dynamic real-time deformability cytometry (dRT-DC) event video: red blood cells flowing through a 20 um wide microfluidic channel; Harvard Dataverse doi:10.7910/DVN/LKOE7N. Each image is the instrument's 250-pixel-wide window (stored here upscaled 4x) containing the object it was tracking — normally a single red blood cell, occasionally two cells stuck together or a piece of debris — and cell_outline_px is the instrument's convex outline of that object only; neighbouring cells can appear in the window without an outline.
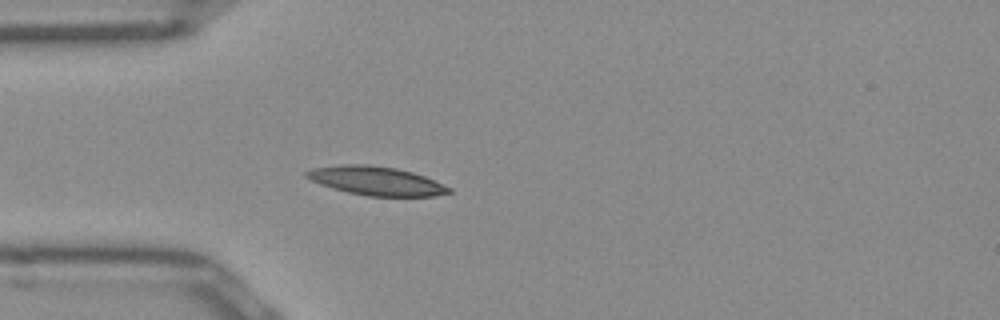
{"species": "Egyptian fruit bat (a non-hibernating species)", "species_latin": "Rousettus aegyptiacus", "temperature_condition": "room temperature", "stored_images_in_passage": 38, "camera_frame_rate_fps": 3000, "um_per_image_px": 0.085, "frame": {"image": 1, "passage_image": 1, "time_ms": 0.0, "image_size_px": [1000, 320], "cell_outline_px": [[452, 192], [432, 196], [368, 196], [348, 192], [332, 188], [320, 184], [304, 176], [304, 172], [312, 168], [340, 164], [368, 164], [396, 168], [412, 172], [424, 176], [452, 188]], "centroid_in_image_um": [31.95, 15.36], "position_along_channel_um": 53.1, "area_um2": 23.87}}
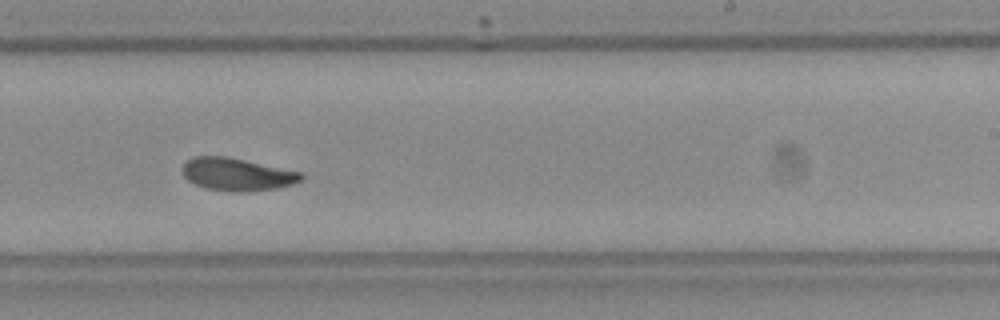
{"frame": {"image": 2, "passage_image": 18, "time_ms": 5.667, "image_size_px": [1000, 320], "cell_outline_px": [[304, 176], [300, 180], [292, 184], [276, 188], [248, 192], [240, 192], [204, 188], [188, 180], [184, 176], [184, 164], [188, 160], [196, 156], [228, 156], [300, 172]], "centroid_in_image_um": [20.15, 14.82], "position_along_channel_um": 268.8, "area_um2": 22.31}}
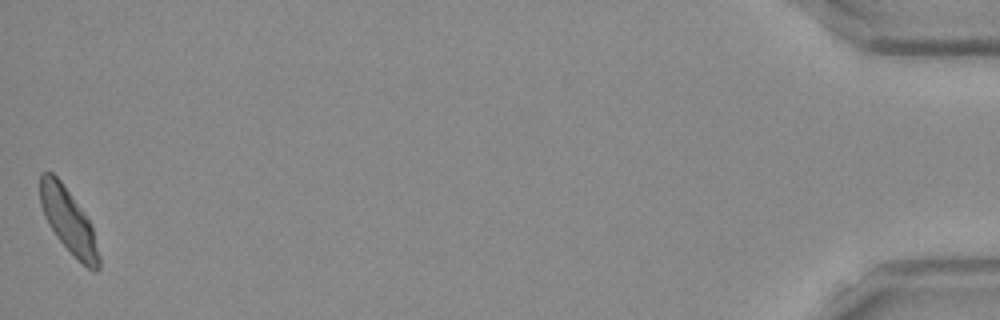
{"frame": {"image": 3, "passage_image": 38, "time_ms": 12.333, "image_size_px": [1000, 320], "cell_outline_px": [[100, 268], [96, 272], [88, 268], [56, 236], [48, 224], [44, 216], [40, 204], [40, 176], [44, 172], [52, 172], [60, 180], [92, 224], [100, 256]], "centroid_in_image_um": [5.83, 18.77], "position_along_channel_um": 429.4, "area_um2": 21.68}, "authors_computed_cell_mechanics": {"area_um2": 22.3108, "velocity_mm_per_s": 3.9166, "shape_relaxation_time_tau1_ms": null, "shape_relaxation_time_tau2_ms": 5.2197, "deformation_change_tau1": null, "deformation_change_tau2": 0.1158}}